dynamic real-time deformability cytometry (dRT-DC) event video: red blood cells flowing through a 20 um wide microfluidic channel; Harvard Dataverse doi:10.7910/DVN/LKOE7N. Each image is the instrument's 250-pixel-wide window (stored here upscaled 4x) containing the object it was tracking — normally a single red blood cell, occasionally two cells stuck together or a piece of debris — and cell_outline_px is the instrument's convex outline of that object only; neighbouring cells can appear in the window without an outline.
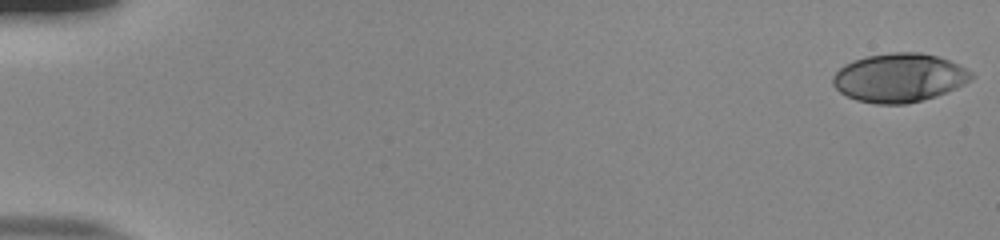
{"species": "human", "species_latin": "Homo sapiens", "temperature_condition": "room temperature", "stored_images_in_passage": 54, "camera_frame_rate_fps": 3000, "um_per_image_px": 0.085, "donor": {"sex": "male"}, "frame": {"image": 1, "passage_image": 1, "time_ms": 0.0, "image_size_px": [1000, 240], "cell_outline_px": [[976, 76], [964, 84], [956, 88], [936, 96], [904, 104], [876, 104], [856, 100], [840, 92], [832, 84], [832, 76], [844, 64], [852, 60], [868, 56], [892, 52], [920, 52], [936, 56], [948, 60], [972, 72]], "centroid_in_image_um": [76.41, 6.61], "position_along_channel_um": 8.6, "area_um2": 39.19}}
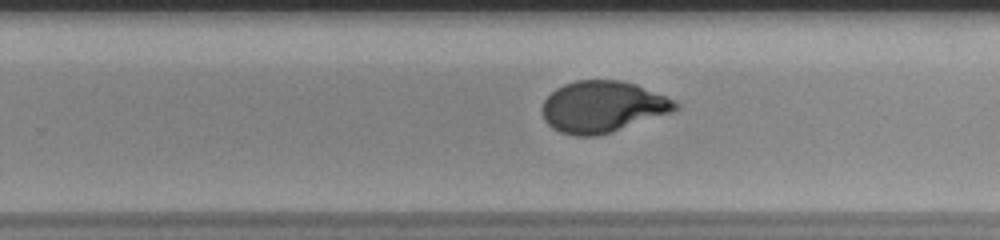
{"frame": {"image": 2, "passage_image": 36, "time_ms": 11.667, "image_size_px": [1000, 240], "cell_outline_px": [[680, 108], [672, 112], [612, 132], [596, 136], [576, 136], [560, 132], [552, 128], [544, 120], [544, 100], [556, 88], [564, 84], [576, 80], [620, 80], [636, 84], [676, 100], [680, 104]], "centroid_in_image_um": [51.26, 9.07], "position_along_channel_um": 278.5, "area_um2": 39.88}}
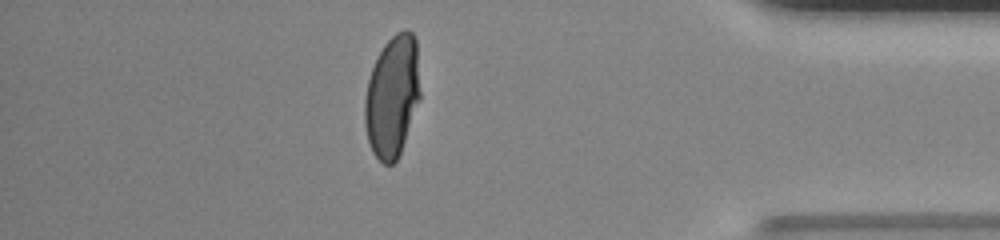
{"frame": {"image": 3, "passage_image": 48, "time_ms": 15.667, "image_size_px": [1000, 240], "cell_outline_px": [[420, 100], [400, 152], [396, 160], [392, 164], [384, 164], [372, 152], [368, 140], [364, 124], [364, 100], [368, 80], [372, 68], [384, 44], [396, 32], [404, 28], [408, 28], [412, 32], [416, 40], [420, 92]], "centroid_in_image_um": [33.34, 8.17], "position_along_channel_um": 401.9, "area_um2": 39.36}, "authors_computed_cell_mechanics": {"area_um2": 39.5352, "velocity_mm_per_s": 3.8371, "shape_relaxation_time_tau1_ms": 7.1528, "shape_relaxation_time_tau2_ms": null, "deformation_change_tau1": 0.2744, "deformation_change_tau2": null}}